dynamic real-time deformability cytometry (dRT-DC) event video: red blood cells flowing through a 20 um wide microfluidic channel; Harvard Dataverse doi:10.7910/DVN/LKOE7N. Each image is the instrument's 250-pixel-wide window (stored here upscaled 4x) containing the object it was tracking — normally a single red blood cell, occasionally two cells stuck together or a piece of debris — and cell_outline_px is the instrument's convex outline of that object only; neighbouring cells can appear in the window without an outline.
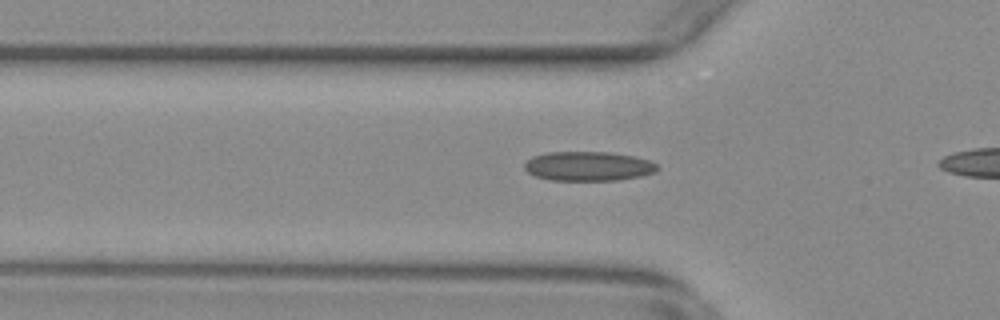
{"species": "common noctule bat (a hibernating species)", "species_latin": "Nyctalus noctula", "temperature_condition": "warm", "stored_images_in_passage": 15, "camera_frame_rate_fps": 3000, "um_per_image_px": 0.085, "animal": {"sex": "female", "body_mass_g": 29.2, "forearm_length_mm": 56.3}, "frame": {"image": 1, "passage_image": 13, "time_ms": 4.0, "image_size_px": [1000, 320], "cell_outline_px": [[660, 168], [656, 172], [640, 176], [616, 180], [548, 180], [536, 176], [528, 172], [524, 168], [524, 164], [532, 156], [548, 152], [608, 152], [632, 156], [648, 160], [656, 164]], "centroid_in_image_um": [49.99, 14.13], "position_along_channel_um": 75.8, "area_um2": 22.66}}